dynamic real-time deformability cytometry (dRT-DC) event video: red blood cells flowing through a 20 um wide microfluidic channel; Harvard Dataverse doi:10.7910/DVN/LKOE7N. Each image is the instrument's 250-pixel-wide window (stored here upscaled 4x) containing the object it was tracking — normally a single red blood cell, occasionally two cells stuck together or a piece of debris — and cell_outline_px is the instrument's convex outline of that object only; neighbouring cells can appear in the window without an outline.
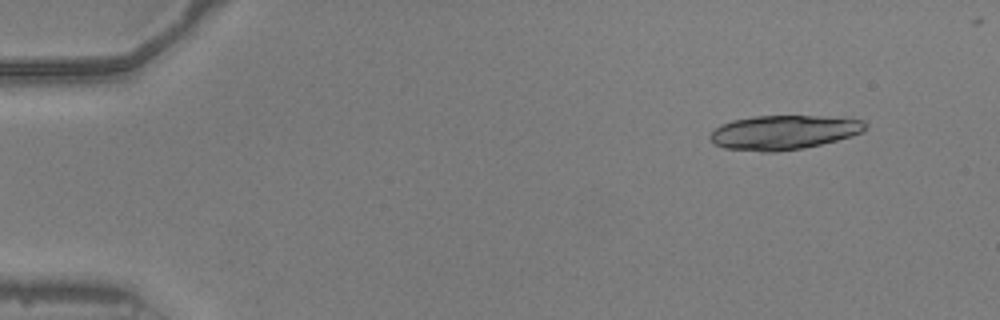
{"species": "common noctule bat (a hibernating species)", "species_latin": "Nyctalus noctula", "temperature_condition": "warm", "stored_images_in_passage": 14, "camera_frame_rate_fps": 3000, "um_per_image_px": 0.085, "animal": {"sex": "male", "body_mass_g": 20.5, "forearm_length_mm": 52.5}, "frame": {"image": 1, "passage_image": 2, "time_ms": 0.333, "image_size_px": [1000, 320], "cell_outline_px": [[868, 124], [860, 132], [836, 140], [820, 144], [800, 148], [776, 152], [764, 152], [724, 148], [716, 144], [708, 136], [720, 124], [732, 120], [752, 116], [844, 116], [864, 120]], "centroid_in_image_um": [66.61, 11.23], "position_along_channel_um": 18.4, "area_um2": 30.98}}